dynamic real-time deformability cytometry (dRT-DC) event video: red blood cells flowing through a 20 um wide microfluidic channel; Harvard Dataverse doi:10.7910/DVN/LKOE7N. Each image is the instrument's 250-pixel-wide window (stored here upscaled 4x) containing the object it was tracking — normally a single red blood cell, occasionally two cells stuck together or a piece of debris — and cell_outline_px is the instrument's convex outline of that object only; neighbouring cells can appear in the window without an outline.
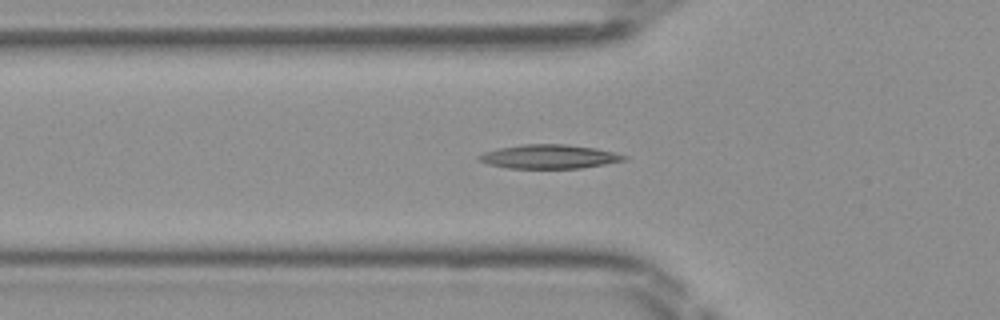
{"species": "Egyptian fruit bat (a non-hibernating species)", "species_latin": "Rousettus aegyptiacus", "temperature_condition": "room temperature", "stored_images_in_passage": 49, "camera_frame_rate_fps": 3000, "um_per_image_px": 0.085, "frame": {"image": 1, "passage_image": 17, "time_ms": 5.333, "image_size_px": [1000, 320], "cell_outline_px": [[628, 160], [580, 168], [508, 168], [488, 164], [476, 160], [476, 156], [484, 152], [496, 148], [524, 144], [568, 144], [596, 148], [628, 156]], "centroid_in_image_um": [46.64, 13.3], "position_along_channel_um": 79.2, "area_um2": 20.4}}
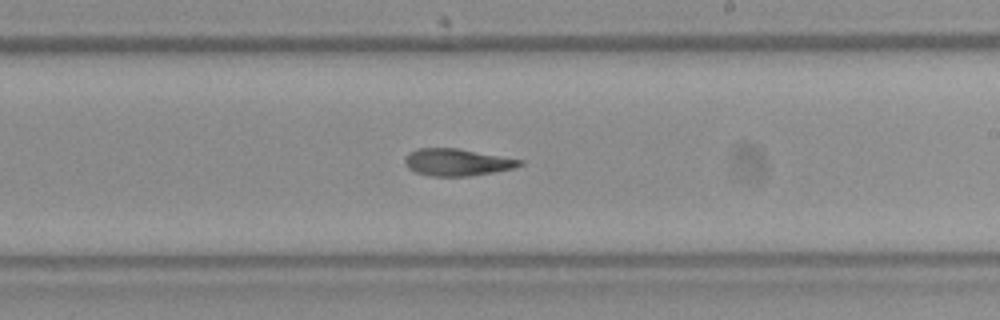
{"frame": {"image": 2, "passage_image": 29, "time_ms": 9.333, "image_size_px": [1000, 320], "cell_outline_px": [[524, 164], [516, 168], [468, 176], [432, 176], [416, 172], [408, 168], [404, 164], [404, 156], [408, 152], [416, 148], [456, 148], [524, 160]], "centroid_in_image_um": [38.83, 13.78], "position_along_channel_um": 250.2, "area_um2": 18.21}}
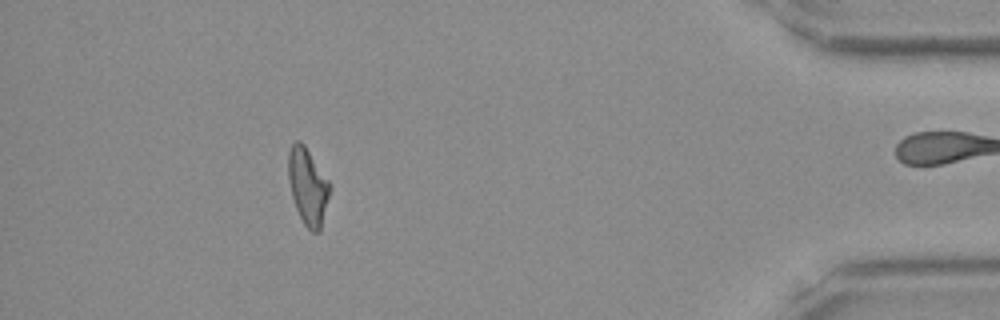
{"frame": {"image": 3, "passage_image": 44, "time_ms": 14.333, "image_size_px": [1000, 320], "cell_outline_px": [[332, 188], [320, 232], [312, 232], [304, 224], [296, 208], [292, 196], [288, 180], [288, 152], [292, 144], [296, 140], [300, 140], [304, 144], [328, 180]], "centroid_in_image_um": [26.17, 15.85], "position_along_channel_um": 409.0, "area_um2": 18.61}}